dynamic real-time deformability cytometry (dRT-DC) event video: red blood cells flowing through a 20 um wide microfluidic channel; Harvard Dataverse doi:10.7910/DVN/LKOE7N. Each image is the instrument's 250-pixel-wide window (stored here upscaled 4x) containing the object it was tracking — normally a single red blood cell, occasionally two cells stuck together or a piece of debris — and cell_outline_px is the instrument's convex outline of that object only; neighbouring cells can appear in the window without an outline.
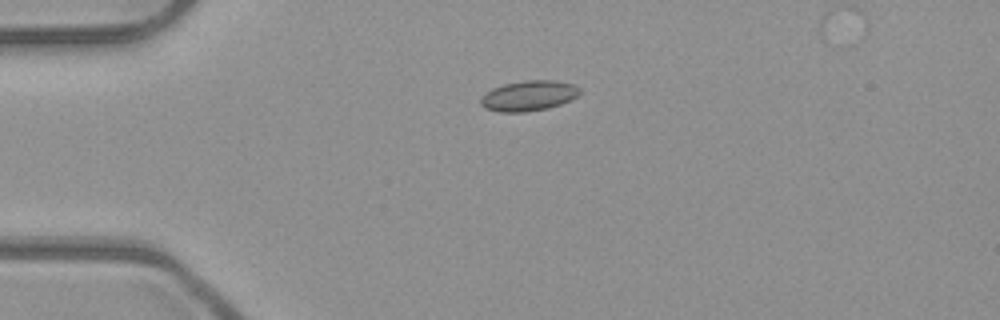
{"species": "common noctule bat (a hibernating species)", "species_latin": "Nyctalus noctula", "temperature_condition": "room temperature", "stored_images_in_passage": 40, "camera_frame_rate_fps": 3000, "um_per_image_px": 0.085, "animal": {"sex": "male", "body_mass_g": 23.1, "forearm_length_mm": 52.7}, "frame": {"image": 1, "passage_image": 1, "time_ms": 0.0, "image_size_px": [1000, 320], "cell_outline_px": [[580, 92], [572, 100], [548, 108], [524, 112], [500, 112], [484, 108], [480, 104], [480, 100], [492, 88], [504, 84], [524, 80], [556, 80], [572, 84], [580, 88]], "centroid_in_image_um": [44.95, 8.14], "position_along_channel_um": 40.0, "area_um2": 17.46}}
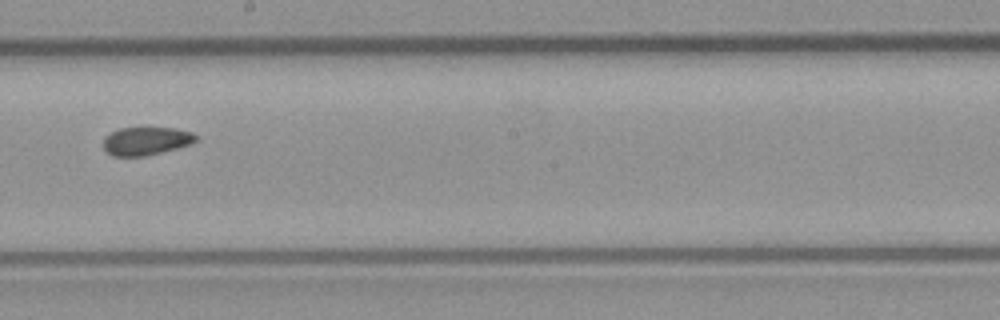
{"frame": {"image": 2, "passage_image": 18, "time_ms": 5.667, "image_size_px": [1000, 320], "cell_outline_px": [[196, 140], [188, 144], [176, 148], [144, 156], [112, 156], [104, 148], [104, 136], [120, 128], [144, 124], [176, 128], [192, 132], [196, 136]], "centroid_in_image_um": [12.39, 11.91], "position_along_channel_um": 235.8, "area_um2": 15.72}}
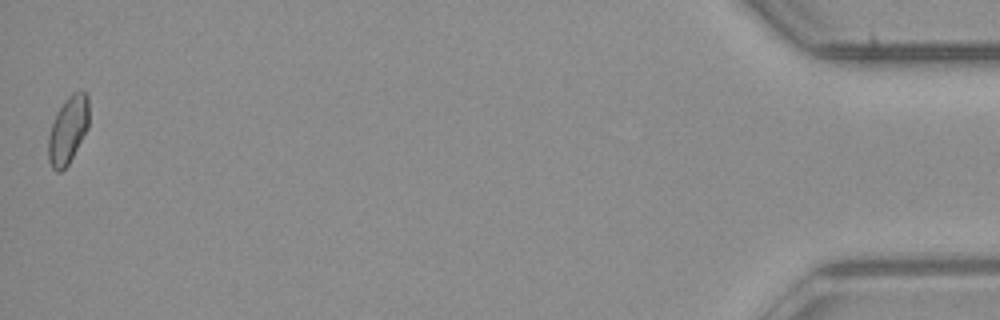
{"frame": {"image": 3, "passage_image": 40, "time_ms": 13.0, "image_size_px": [1000, 320], "cell_outline_px": [[88, 128], [68, 164], [60, 172], [56, 172], [52, 168], [48, 160], [48, 136], [56, 112], [64, 100], [72, 92], [84, 92], [88, 96]], "centroid_in_image_um": [5.76, 11.05], "position_along_channel_um": 429.4, "area_um2": 15.9}, "authors_computed_cell_mechanics": {"area_um2": 15.8083, "velocity_mm_per_s": 3.9904, "shape_relaxation_time_tau1_ms": 9.8648, "shape_relaxation_time_tau2_ms": 3.6592, "deformation_change_tau1": 0.1188, "deformation_change_tau2": 0.0788}}